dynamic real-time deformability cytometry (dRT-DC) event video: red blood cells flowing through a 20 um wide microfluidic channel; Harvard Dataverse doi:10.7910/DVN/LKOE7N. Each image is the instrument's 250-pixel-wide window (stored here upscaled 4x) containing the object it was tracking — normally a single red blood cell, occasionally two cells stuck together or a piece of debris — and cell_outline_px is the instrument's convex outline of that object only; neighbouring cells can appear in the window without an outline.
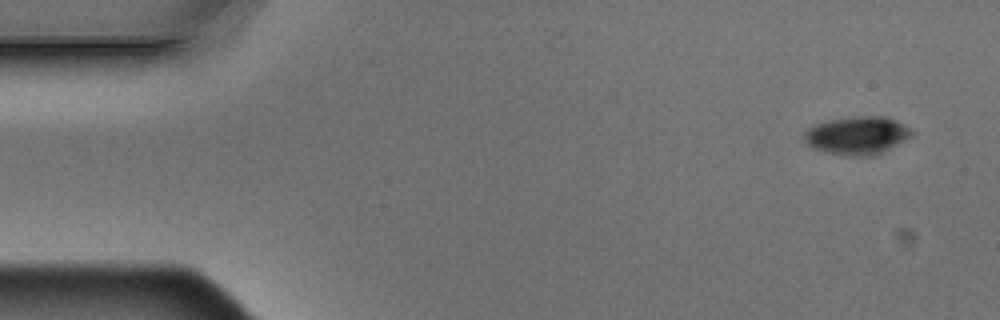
{"species": "Egyptian fruit bat (a non-hibernating species)", "species_latin": "Rousettus aegyptiacus", "temperature_condition": "warm", "stored_images_in_passage": 5, "camera_frame_rate_fps": 3000, "um_per_image_px": 0.085, "animal": {"sex": "male"}, "frame": {"image": 1, "passage_image": 1, "time_ms": 0.0, "image_size_px": [1000, 320], "cell_outline_px": [[916, 132], [876, 156], [848, 156], [828, 152], [816, 148], [808, 144], [804, 140], [804, 132], [808, 128], [816, 124], [828, 120], [852, 116], [888, 116], [896, 120]], "centroid_in_image_um": [72.86, 11.5], "position_along_channel_um": 12.1, "area_um2": 23.7}}
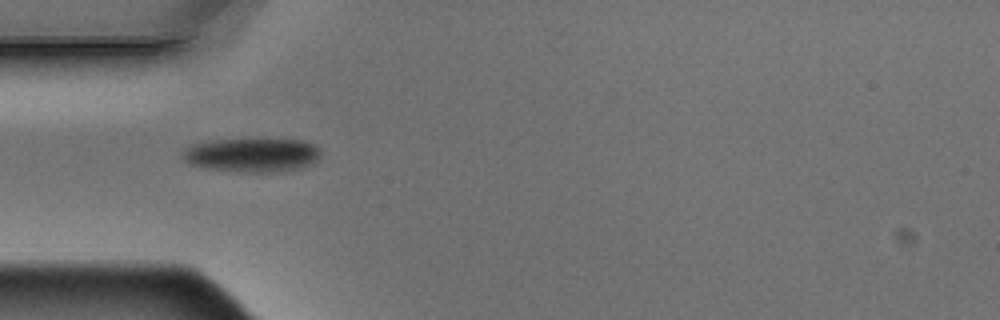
{"frame": {"image": 2, "passage_image": 4, "time_ms": 1.0, "image_size_px": [1000, 320], "cell_outline_px": [[320, 156], [312, 164], [300, 168], [284, 172], [244, 172], [208, 168], [192, 164], [184, 160], [180, 156], [184, 148], [192, 144], [216, 140], [304, 140], [320, 148]], "centroid_in_image_um": [21.44, 13.18], "position_along_channel_um": 63.6, "area_um2": 27.22}}
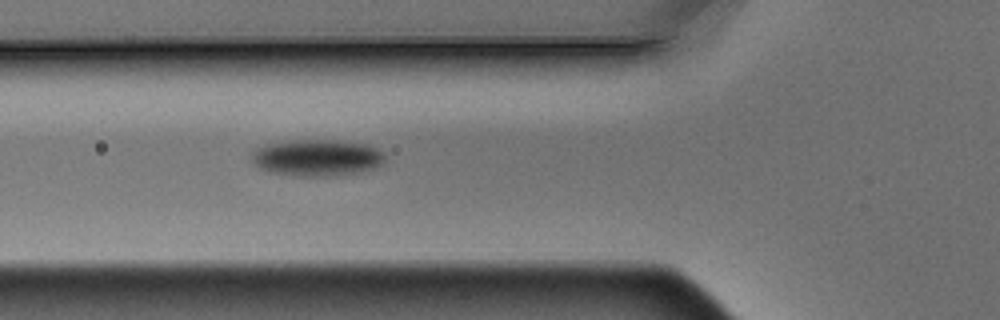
{"frame": {"image": 3, "passage_image": 5, "time_ms": 1.333, "image_size_px": [1000, 320], "cell_outline_px": [[384, 160], [380, 164], [372, 168], [360, 172], [340, 176], [304, 176], [268, 172], [260, 168], [252, 160], [252, 152], [256, 148], [268, 144], [296, 140], [340, 140], [368, 144], [376, 148], [384, 156]], "centroid_in_image_um": [26.95, 13.41], "position_along_channel_um": 98.9, "area_um2": 28.32}}